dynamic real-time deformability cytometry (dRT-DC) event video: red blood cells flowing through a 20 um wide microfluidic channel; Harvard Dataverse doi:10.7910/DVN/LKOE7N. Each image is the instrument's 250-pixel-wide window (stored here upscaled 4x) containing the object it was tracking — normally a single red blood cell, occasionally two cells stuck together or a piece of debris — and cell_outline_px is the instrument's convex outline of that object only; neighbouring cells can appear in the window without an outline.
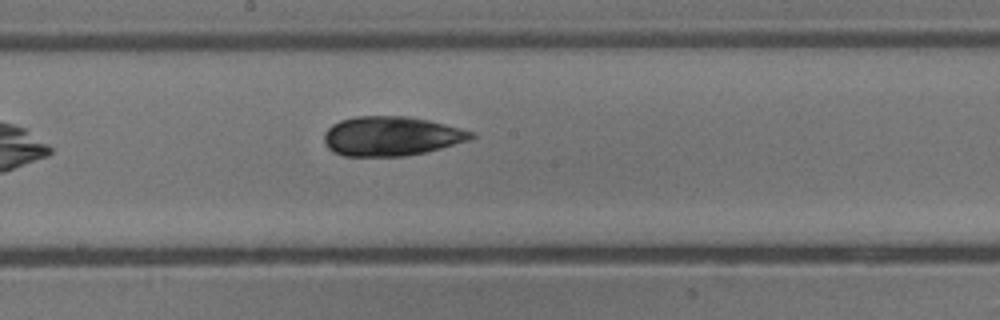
{"species": "common noctule bat (a hibernating species)", "species_latin": "Nyctalus noctula", "temperature_condition": "cold", "stored_images_in_passage": 9, "camera_frame_rate_fps": 3000, "um_per_image_px": 0.085, "animal": {"sex": "male", "body_mass_g": 13.3}, "frame": {"image": 1, "passage_image": 9, "time_ms": 10.333, "image_size_px": [1000, 320], "cell_outline_px": [[476, 136], [468, 140], [440, 148], [424, 152], [404, 156], [344, 156], [328, 148], [324, 144], [324, 132], [332, 124], [340, 120], [356, 116], [408, 116], [428, 120], [476, 132]], "centroid_in_image_um": [33.23, 11.56], "position_along_channel_um": 215.0, "area_um2": 33.7}}